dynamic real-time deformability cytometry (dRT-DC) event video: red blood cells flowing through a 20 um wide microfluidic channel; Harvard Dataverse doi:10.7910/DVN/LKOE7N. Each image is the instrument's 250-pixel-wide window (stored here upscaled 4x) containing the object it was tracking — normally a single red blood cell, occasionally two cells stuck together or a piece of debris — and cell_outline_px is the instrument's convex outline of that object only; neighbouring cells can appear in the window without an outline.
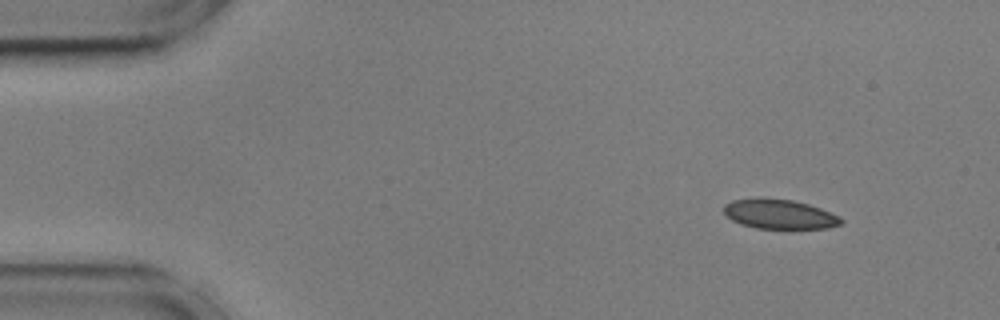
{"species": "common noctule bat (a hibernating species)", "species_latin": "Nyctalus noctula", "temperature_condition": "cold", "stored_images_in_passage": 50, "camera_frame_rate_fps": 3000, "um_per_image_px": 0.085, "animal": {"sex": "male", "body_mass_g": 17.9, "forearm_length_mm": 54.2}, "frame": {"image": 1, "passage_image": 1, "time_ms": 0.0, "image_size_px": [1000, 320], "cell_outline_px": [[844, 220], [840, 224], [828, 228], [756, 228], [740, 224], [724, 216], [724, 204], [732, 200], [792, 200], [808, 204], [820, 208], [840, 216]], "centroid_in_image_um": [66.27, 18.23], "position_along_channel_um": 18.7, "area_um2": 19.65}}
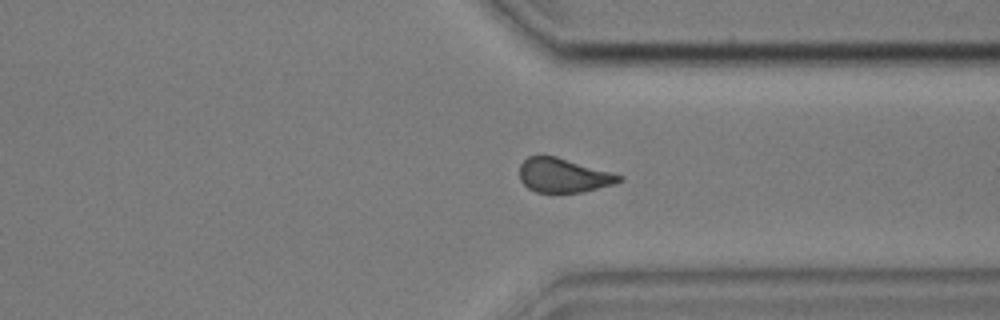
{"frame": {"image": 2, "passage_image": 37, "time_ms": 12.0, "image_size_px": [1000, 320], "cell_outline_px": [[624, 180], [612, 184], [580, 192], [536, 192], [528, 188], [520, 180], [520, 164], [528, 156], [556, 156], [612, 172], [624, 176]], "centroid_in_image_um": [47.89, 14.9], "position_along_channel_um": 363.5, "area_um2": 19.65}}
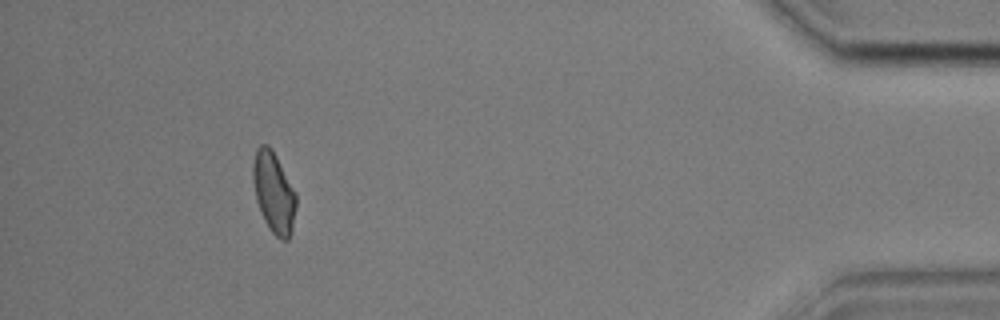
{"frame": {"image": 3, "passage_image": 46, "time_ms": 15.0, "image_size_px": [1000, 320], "cell_outline_px": [[296, 208], [292, 232], [288, 240], [280, 240], [272, 232], [264, 220], [256, 200], [252, 180], [252, 164], [256, 148], [260, 144], [268, 144], [272, 148], [296, 192]], "centroid_in_image_um": [23.26, 16.34], "position_along_channel_um": 411.9, "area_um2": 20.63}, "authors_computed_cell_mechanics": {"area_um2": 20.6635, "velocity_mm_per_s": 3.5882, "shape_relaxation_time_tau1_ms": 5.3533, "shape_relaxation_time_tau2_ms": 2.4635, "deformation_change_tau1": 0.1182, "deformation_change_tau2": 0.0834}}